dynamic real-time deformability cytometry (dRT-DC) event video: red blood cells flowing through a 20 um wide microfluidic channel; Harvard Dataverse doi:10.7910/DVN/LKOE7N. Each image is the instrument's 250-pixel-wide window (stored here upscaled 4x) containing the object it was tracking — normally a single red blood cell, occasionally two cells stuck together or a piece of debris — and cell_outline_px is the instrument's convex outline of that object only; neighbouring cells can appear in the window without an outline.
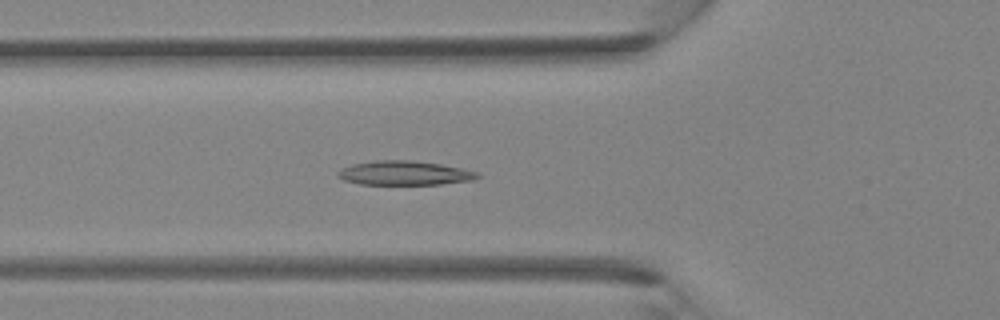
{"species": "Egyptian fruit bat (a non-hibernating species)", "species_latin": "Rousettus aegyptiacus", "temperature_condition": "room temperature", "stored_images_in_passage": 39, "camera_frame_rate_fps": 3000, "um_per_image_px": 0.085, "animal": {"sex": "female"}, "frame": {"image": 1, "passage_image": 13, "time_ms": 4.0, "image_size_px": [1000, 320], "cell_outline_px": [[480, 176], [472, 180], [440, 184], [360, 184], [344, 180], [336, 176], [336, 172], [340, 168], [352, 164], [372, 160], [412, 160], [440, 164], [460, 168], [476, 172]], "centroid_in_image_um": [34.3, 14.7], "position_along_channel_um": 91.5, "area_um2": 19.65}}
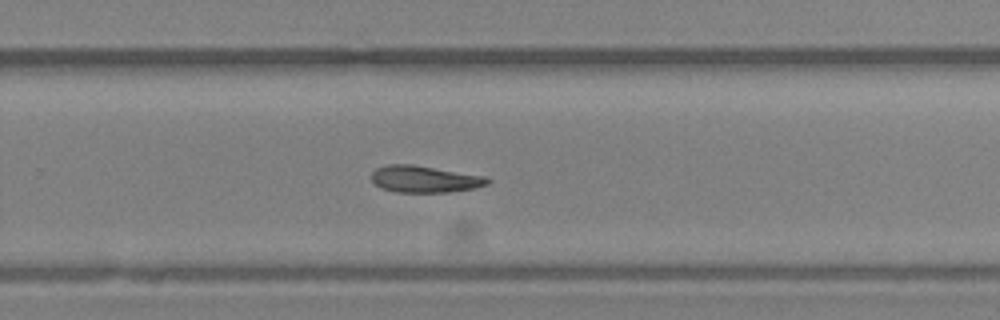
{"frame": {"image": 2, "passage_image": 25, "time_ms": 8.0, "image_size_px": [1000, 320], "cell_outline_px": [[492, 180], [488, 184], [476, 188], [448, 192], [396, 192], [380, 188], [372, 180], [372, 172], [376, 168], [388, 164], [412, 164], [484, 176]], "centroid_in_image_um": [36.09, 15.22], "position_along_channel_um": 293.7, "area_um2": 18.09}}
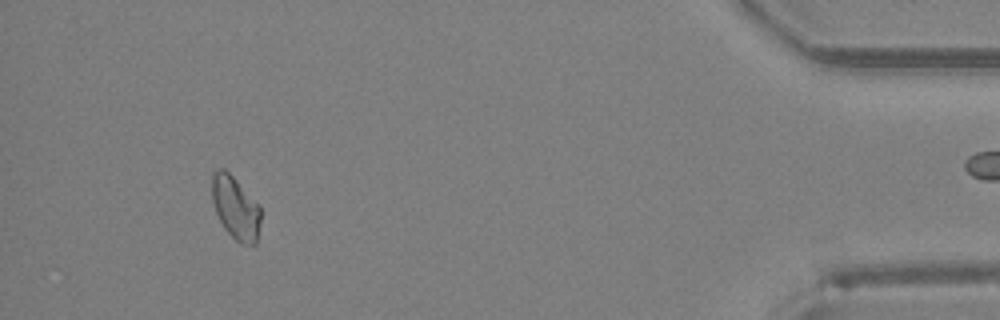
{"frame": {"image": 3, "passage_image": 36, "time_ms": 11.667, "image_size_px": [1000, 320], "cell_outline_px": [[260, 224], [256, 244], [240, 244], [224, 228], [216, 212], [212, 200], [212, 172], [216, 168], [224, 168], [260, 204]], "centroid_in_image_um": [20.02, 17.64], "position_along_channel_um": 415.2, "area_um2": 17.92}}